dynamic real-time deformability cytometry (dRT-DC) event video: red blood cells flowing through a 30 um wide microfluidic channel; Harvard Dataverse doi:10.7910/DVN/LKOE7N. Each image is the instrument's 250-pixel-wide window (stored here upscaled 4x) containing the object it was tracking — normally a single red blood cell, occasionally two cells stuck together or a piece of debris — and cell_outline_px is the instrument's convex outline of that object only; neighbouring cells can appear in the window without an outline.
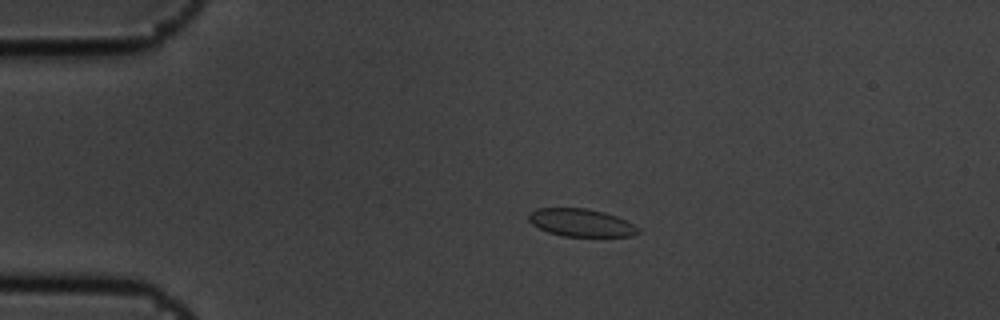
{"species": "common noctule bat (a hibernating species)", "species_latin": "Nyctalus noctula", "temperature_condition": "cold", "stored_images_in_passage": 14, "camera_frame_rate_fps": 3000, "um_per_image_px": 0.085, "animal": {"sex": "male", "body_mass_g": 19.5, "forearm_length_mm": 54.6}, "frame": {"image": 1, "passage_image": 3, "time_ms": 0.667, "image_size_px": [1000, 320], "cell_outline_px": [[640, 232], [632, 236], [564, 236], [548, 232], [532, 224], [528, 220], [528, 212], [536, 208], [588, 208], [604, 212], [616, 216], [640, 228]], "centroid_in_image_um": [49.36, 18.92], "position_along_channel_um": 35.6, "area_um2": 17.69}}
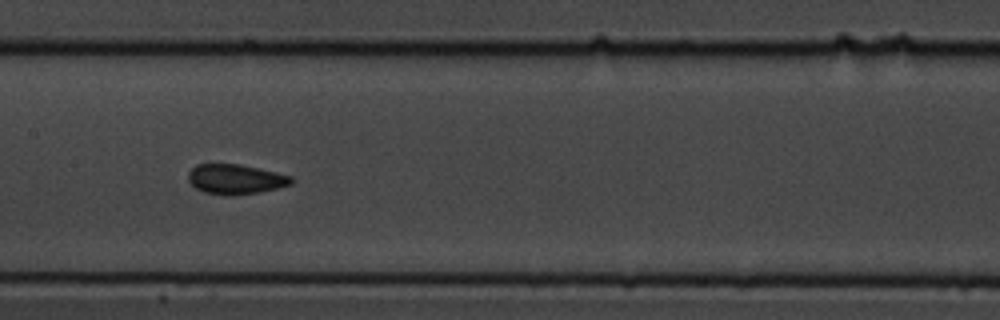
{"frame": {"image": 2, "passage_image": 7, "time_ms": 2.0, "image_size_px": [1000, 320], "cell_outline_px": [[292, 184], [276, 188], [256, 192], [228, 196], [224, 196], [204, 192], [196, 188], [188, 180], [188, 172], [196, 164], [240, 164], [276, 172], [292, 176]], "centroid_in_image_um": [19.99, 15.23], "position_along_channel_um": 187.4, "area_um2": 17.86}}
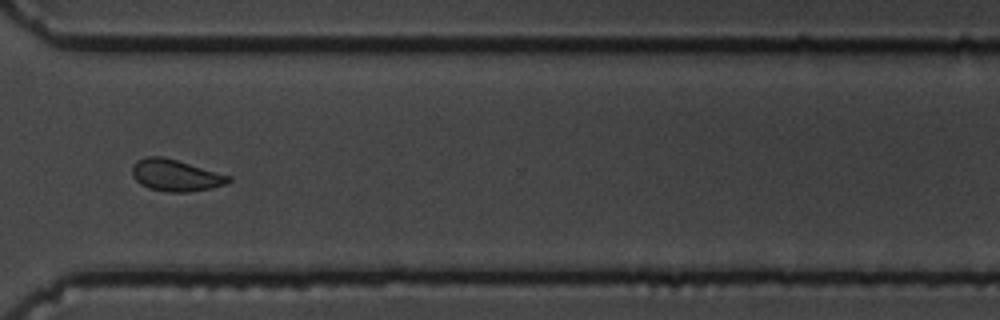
{"frame": {"image": 3, "passage_image": 11, "time_ms": 3.333, "image_size_px": [1000, 320], "cell_outline_px": [[232, 180], [224, 184], [212, 188], [188, 192], [168, 192], [148, 188], [140, 184], [132, 176], [132, 168], [136, 160], [148, 156], [164, 156], [232, 176]], "centroid_in_image_um": [14.92, 14.9], "position_along_channel_um": 355.7, "area_um2": 17.92}}